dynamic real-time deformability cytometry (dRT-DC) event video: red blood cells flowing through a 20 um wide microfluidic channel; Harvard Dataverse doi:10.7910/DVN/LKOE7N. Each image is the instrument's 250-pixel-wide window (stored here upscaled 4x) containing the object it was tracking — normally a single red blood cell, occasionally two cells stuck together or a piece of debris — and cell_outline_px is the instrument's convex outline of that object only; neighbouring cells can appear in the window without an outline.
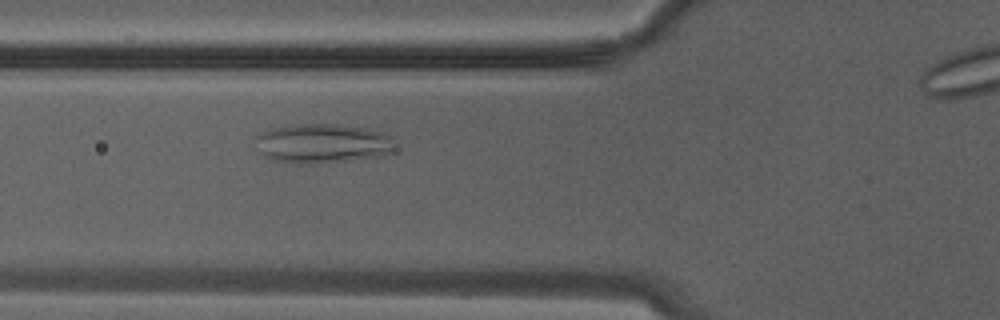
{"species": "Egyptian fruit bat (a non-hibernating species)", "species_latin": "Rousettus aegyptiacus", "temperature_condition": "warm", "stored_images_in_passage": 4, "camera_frame_rate_fps": 3000, "um_per_image_px": 0.085, "animal": {"sex": "male"}, "frame": {"image": 1, "passage_image": 3, "time_ms": 0.667, "image_size_px": [1000, 320], "cell_outline_px": [[392, 148], [388, 152], [376, 156], [344, 160], [272, 160], [264, 156], [260, 152], [252, 136], [276, 128], [292, 124], [340, 124], [364, 128], [384, 132], [392, 136]], "centroid_in_image_um": [27.38, 12.12], "position_along_channel_um": 98.4, "area_um2": 30.52}}